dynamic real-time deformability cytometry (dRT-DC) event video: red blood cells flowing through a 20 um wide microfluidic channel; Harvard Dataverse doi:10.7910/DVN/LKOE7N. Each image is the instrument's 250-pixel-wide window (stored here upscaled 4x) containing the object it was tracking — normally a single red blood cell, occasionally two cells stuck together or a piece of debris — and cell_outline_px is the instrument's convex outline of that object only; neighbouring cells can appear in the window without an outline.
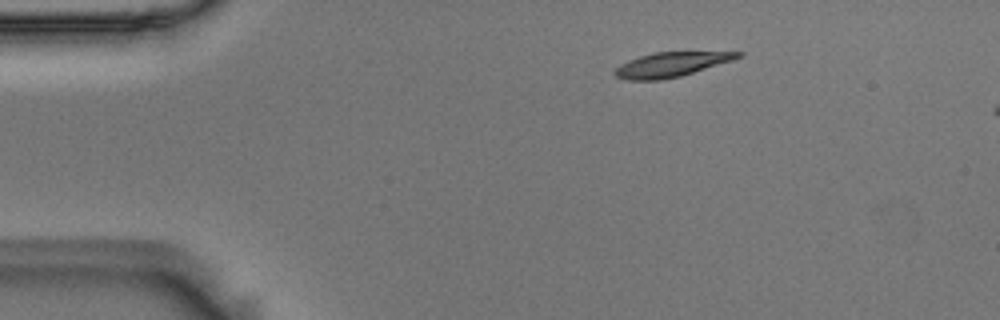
{"species": "Egyptian fruit bat (a non-hibernating species)", "species_latin": "Rousettus aegyptiacus", "temperature_condition": "room temperature", "stored_images_in_passage": 7, "camera_frame_rate_fps": 3000, "um_per_image_px": 0.085, "animal": {"sex": "male"}, "frame": {"image": 1, "passage_image": 1, "time_ms": 0.0, "image_size_px": [1000, 320], "cell_outline_px": [[744, 56], [732, 60], [680, 76], [660, 80], [628, 80], [616, 76], [612, 72], [620, 64], [628, 60], [652, 52], [744, 52]], "centroid_in_image_um": [57.01, 5.48], "position_along_channel_um": 28.0, "area_um2": 17.46}}